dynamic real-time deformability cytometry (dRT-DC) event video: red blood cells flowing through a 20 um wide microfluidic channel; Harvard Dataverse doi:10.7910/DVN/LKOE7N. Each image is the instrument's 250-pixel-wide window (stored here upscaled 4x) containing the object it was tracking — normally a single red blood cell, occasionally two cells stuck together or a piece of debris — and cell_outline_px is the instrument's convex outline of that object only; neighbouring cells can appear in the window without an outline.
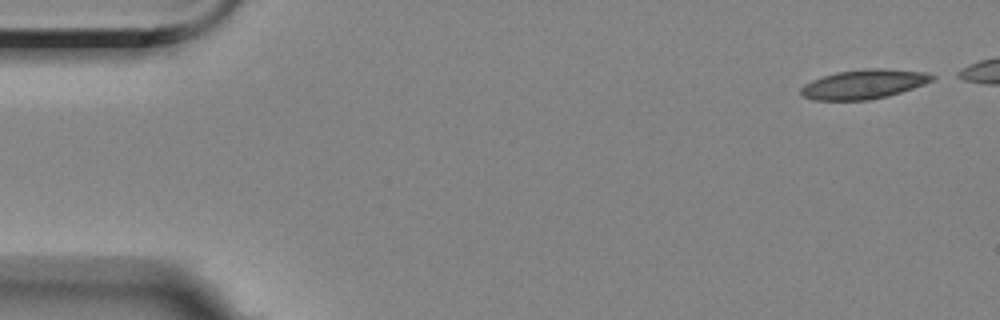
{"species": "Egyptian fruit bat (a non-hibernating species)", "species_latin": "Rousettus aegyptiacus", "temperature_condition": "room temperature", "stored_images_in_passage": 5, "camera_frame_rate_fps": 3000, "um_per_image_px": 0.085, "animal": {"sex": "female"}, "frame": {"image": 1, "passage_image": 1, "time_ms": 0.0, "image_size_px": [1000, 320], "cell_outline_px": [[936, 76], [932, 80], [924, 84], [888, 96], [868, 100], [812, 100], [800, 96], [800, 88], [804, 84], [812, 80], [836, 72], [864, 68], [880, 68], [924, 72]], "centroid_in_image_um": [73.37, 7.16], "position_along_channel_um": 11.6, "area_um2": 22.43}}